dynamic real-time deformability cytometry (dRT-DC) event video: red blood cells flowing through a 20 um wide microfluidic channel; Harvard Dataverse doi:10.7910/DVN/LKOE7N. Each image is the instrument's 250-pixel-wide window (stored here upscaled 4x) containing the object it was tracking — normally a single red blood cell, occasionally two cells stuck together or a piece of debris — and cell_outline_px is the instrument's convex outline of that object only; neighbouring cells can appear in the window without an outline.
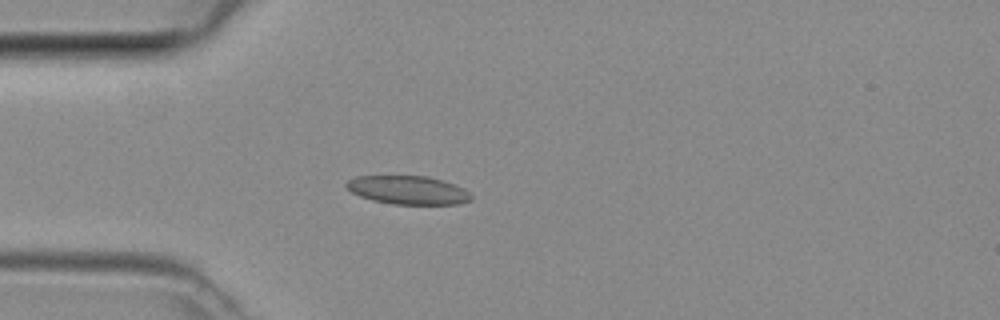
{"species": "common noctule bat (a hibernating species)", "species_latin": "Nyctalus noctula", "temperature_condition": "room temperature", "stored_images_in_passage": 2, "camera_frame_rate_fps": 3000, "um_per_image_px": 0.085, "animal": {"sex": "female", "body_mass_g": 29.2, "forearm_length_mm": 56.3}, "frame": {"image": 1, "passage_image": 2, "time_ms": 0.333, "image_size_px": [1000, 320], "cell_outline_px": [[472, 200], [460, 204], [392, 204], [372, 200], [360, 196], [352, 192], [344, 184], [348, 180], [356, 176], [428, 176], [444, 180], [464, 188], [472, 196]], "centroid_in_image_um": [34.7, 16.15], "position_along_channel_um": 50.3, "area_um2": 20.81}}